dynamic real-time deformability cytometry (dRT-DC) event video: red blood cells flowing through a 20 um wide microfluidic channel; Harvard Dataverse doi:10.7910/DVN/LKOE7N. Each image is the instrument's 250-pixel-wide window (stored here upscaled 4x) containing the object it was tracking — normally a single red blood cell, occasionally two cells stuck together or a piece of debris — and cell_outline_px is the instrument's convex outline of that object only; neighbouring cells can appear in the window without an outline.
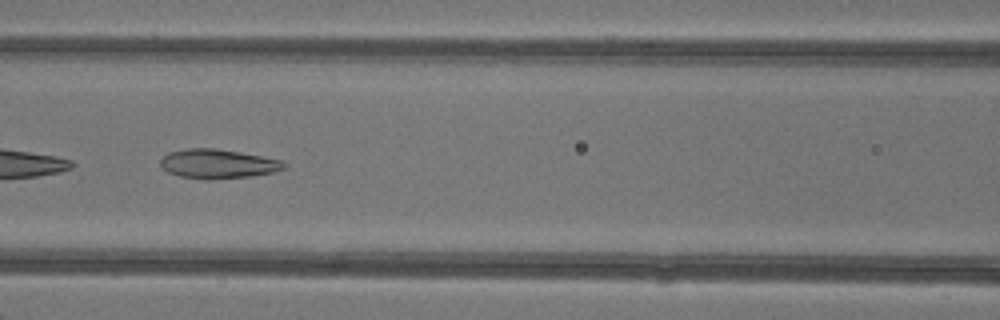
{"species": "common noctule bat (a hibernating species)", "species_latin": "Nyctalus noctula", "temperature_condition": "warm", "stored_images_in_passage": 6, "camera_frame_rate_fps": 3000, "um_per_image_px": 0.085, "animal": {"sex": "female"}, "frame": {"image": 1, "passage_image": 5, "time_ms": 4.667, "image_size_px": [1000, 320], "cell_outline_px": [[288, 164], [284, 168], [272, 172], [252, 176], [208, 180], [180, 176], [168, 172], [160, 164], [160, 160], [168, 152], [188, 148], [212, 148], [240, 152], [284, 160]], "centroid_in_image_um": [18.54, 13.92], "position_along_channel_um": 148.1, "area_um2": 21.1}}
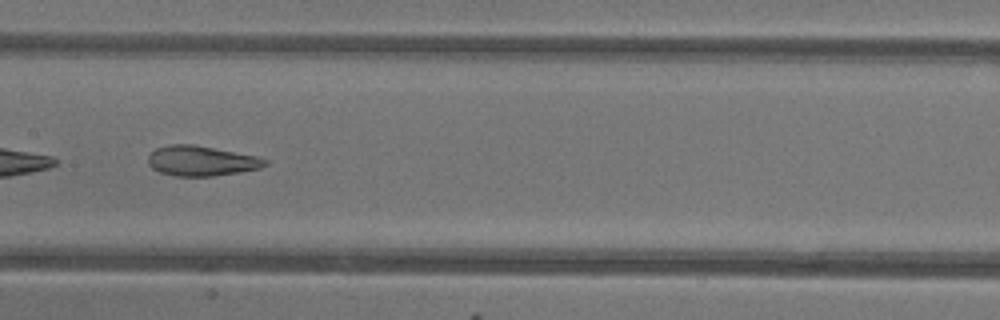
{"frame": {"image": 2, "passage_image": 6, "time_ms": 5.667, "image_size_px": [1000, 320], "cell_outline_px": [[268, 164], [260, 168], [240, 172], [212, 176], [176, 176], [160, 172], [152, 168], [148, 164], [148, 156], [156, 148], [168, 144], [192, 144], [256, 156], [268, 160]], "centroid_in_image_um": [17.1, 13.67], "position_along_channel_um": 190.3, "area_um2": 20.4}}